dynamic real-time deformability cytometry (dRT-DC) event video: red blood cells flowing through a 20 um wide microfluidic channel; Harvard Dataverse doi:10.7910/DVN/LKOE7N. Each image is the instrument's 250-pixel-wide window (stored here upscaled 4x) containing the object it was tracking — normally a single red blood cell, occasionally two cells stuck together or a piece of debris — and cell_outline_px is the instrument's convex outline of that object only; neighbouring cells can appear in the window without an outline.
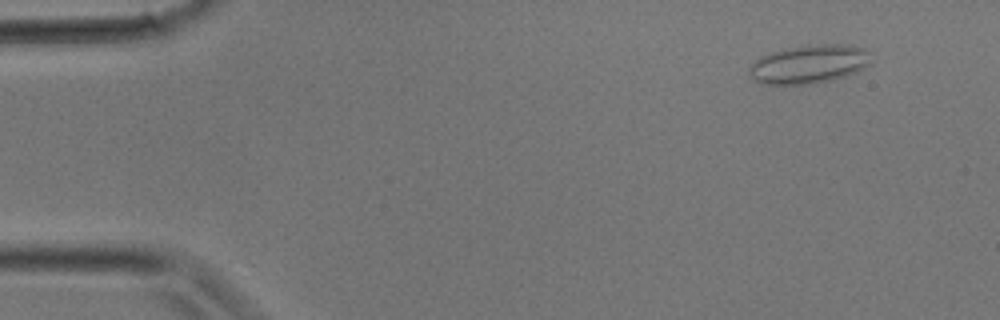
{"species": "common noctule bat (a hibernating species)", "species_latin": "Nyctalus noctula", "temperature_condition": "room temperature", "stored_images_in_passage": 17, "camera_frame_rate_fps": 3000, "um_per_image_px": 0.085, "animal": {"sex": "male", "body_mass_g": 17.9}, "frame": {"image": 1, "passage_image": 3, "time_ms": 0.667, "image_size_px": [1000, 320], "cell_outline_px": [[868, 64], [844, 76], [832, 80], [808, 84], [760, 84], [752, 80], [748, 72], [748, 68], [756, 60], [768, 52], [784, 48], [816, 44], [840, 44], [864, 48], [868, 52]], "centroid_in_image_um": [68.66, 5.45], "position_along_channel_um": 16.3, "area_um2": 27.17}}
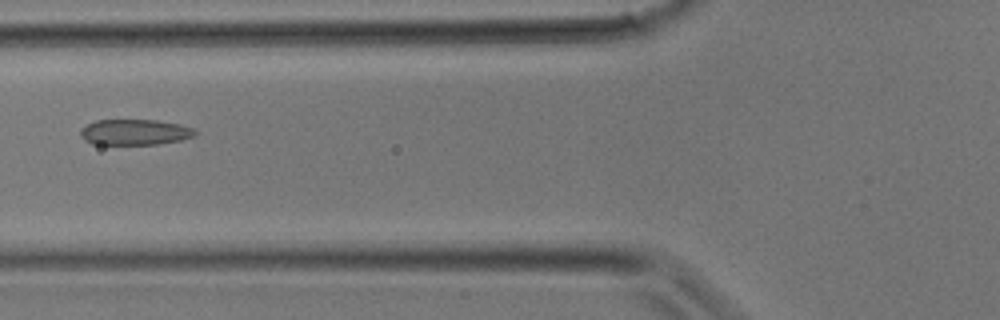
{"frame": {"image": 2, "passage_image": 12, "time_ms": 3.667, "image_size_px": [1000, 320], "cell_outline_px": [[196, 136], [180, 140], [156, 144], [92, 144], [84, 140], [80, 136], [80, 128], [96, 120], [156, 120], [180, 124], [196, 128]], "centroid_in_image_um": [11.46, 11.23], "position_along_channel_um": 114.3, "area_um2": 17.28}}
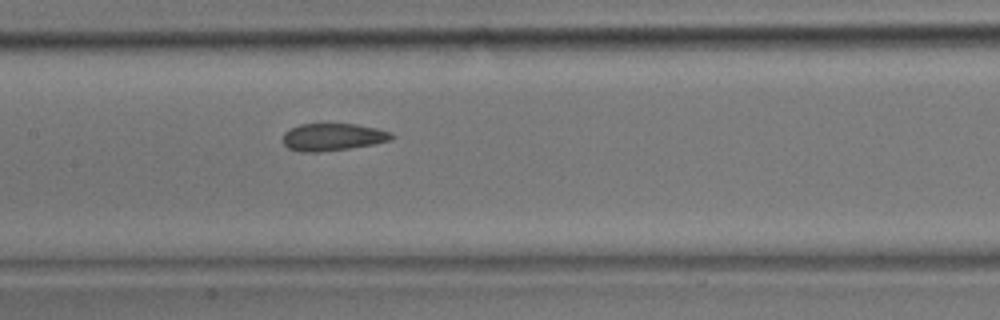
{"frame": {"image": 3, "passage_image": 15, "time_ms": 4.667, "image_size_px": [1000, 320], "cell_outline_px": [[396, 136], [392, 140], [376, 144], [320, 152], [296, 152], [288, 148], [284, 144], [284, 132], [300, 124], [356, 124], [376, 128], [392, 132]], "centroid_in_image_um": [28.32, 11.65], "position_along_channel_um": 179.1, "area_um2": 17.46}}